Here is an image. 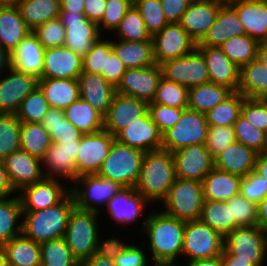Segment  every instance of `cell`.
I'll list each match as a JSON object with an SVG mask.
<instances>
[{
  "instance_id": "1",
  "label": "cell",
  "mask_w": 267,
  "mask_h": 266,
  "mask_svg": "<svg viewBox=\"0 0 267 266\" xmlns=\"http://www.w3.org/2000/svg\"><path fill=\"white\" fill-rule=\"evenodd\" d=\"M159 207V210L155 207V210L147 212L148 217L141 232L143 236L146 235L144 245L155 266H180L185 222L165 214Z\"/></svg>"
},
{
  "instance_id": "2",
  "label": "cell",
  "mask_w": 267,
  "mask_h": 266,
  "mask_svg": "<svg viewBox=\"0 0 267 266\" xmlns=\"http://www.w3.org/2000/svg\"><path fill=\"white\" fill-rule=\"evenodd\" d=\"M176 179L172 152L160 149L146 152L134 186L152 206L159 205ZM156 203V204H155Z\"/></svg>"
},
{
  "instance_id": "3",
  "label": "cell",
  "mask_w": 267,
  "mask_h": 266,
  "mask_svg": "<svg viewBox=\"0 0 267 266\" xmlns=\"http://www.w3.org/2000/svg\"><path fill=\"white\" fill-rule=\"evenodd\" d=\"M74 207L75 200L70 192L55 206L38 211H22V234L37 243L64 238Z\"/></svg>"
},
{
  "instance_id": "4",
  "label": "cell",
  "mask_w": 267,
  "mask_h": 266,
  "mask_svg": "<svg viewBox=\"0 0 267 266\" xmlns=\"http://www.w3.org/2000/svg\"><path fill=\"white\" fill-rule=\"evenodd\" d=\"M100 215L76 206L71 212L64 239L80 264L96 252L97 240L102 230Z\"/></svg>"
},
{
  "instance_id": "5",
  "label": "cell",
  "mask_w": 267,
  "mask_h": 266,
  "mask_svg": "<svg viewBox=\"0 0 267 266\" xmlns=\"http://www.w3.org/2000/svg\"><path fill=\"white\" fill-rule=\"evenodd\" d=\"M203 204L202 182L176 177L160 206L165 214L189 222L200 219Z\"/></svg>"
},
{
  "instance_id": "6",
  "label": "cell",
  "mask_w": 267,
  "mask_h": 266,
  "mask_svg": "<svg viewBox=\"0 0 267 266\" xmlns=\"http://www.w3.org/2000/svg\"><path fill=\"white\" fill-rule=\"evenodd\" d=\"M144 155L143 151L114 140L97 175L123 187H134L139 178Z\"/></svg>"
},
{
  "instance_id": "7",
  "label": "cell",
  "mask_w": 267,
  "mask_h": 266,
  "mask_svg": "<svg viewBox=\"0 0 267 266\" xmlns=\"http://www.w3.org/2000/svg\"><path fill=\"white\" fill-rule=\"evenodd\" d=\"M222 255H234L236 260L252 261L255 266H265L267 233L257 225L237 227L224 238Z\"/></svg>"
},
{
  "instance_id": "8",
  "label": "cell",
  "mask_w": 267,
  "mask_h": 266,
  "mask_svg": "<svg viewBox=\"0 0 267 266\" xmlns=\"http://www.w3.org/2000/svg\"><path fill=\"white\" fill-rule=\"evenodd\" d=\"M224 237L200 220L185 222L181 263L221 256ZM184 259V260H182Z\"/></svg>"
},
{
  "instance_id": "9",
  "label": "cell",
  "mask_w": 267,
  "mask_h": 266,
  "mask_svg": "<svg viewBox=\"0 0 267 266\" xmlns=\"http://www.w3.org/2000/svg\"><path fill=\"white\" fill-rule=\"evenodd\" d=\"M121 188L123 186L119 183L94 174L77 177L70 185V192L73 194L75 206L78 209L101 214L107 202Z\"/></svg>"
},
{
  "instance_id": "10",
  "label": "cell",
  "mask_w": 267,
  "mask_h": 266,
  "mask_svg": "<svg viewBox=\"0 0 267 266\" xmlns=\"http://www.w3.org/2000/svg\"><path fill=\"white\" fill-rule=\"evenodd\" d=\"M208 123L204 113L186 108L177 123L162 134V149L175 152L195 144H205Z\"/></svg>"
},
{
  "instance_id": "11",
  "label": "cell",
  "mask_w": 267,
  "mask_h": 266,
  "mask_svg": "<svg viewBox=\"0 0 267 266\" xmlns=\"http://www.w3.org/2000/svg\"><path fill=\"white\" fill-rule=\"evenodd\" d=\"M151 204L138 192L134 187H123L117 194L107 202V205L103 211L109 215V222H113L119 228L120 226L132 225V230L135 227V223L142 222L141 232L147 220V208L150 209ZM143 218V220H142ZM139 220V221H138Z\"/></svg>"
},
{
  "instance_id": "12",
  "label": "cell",
  "mask_w": 267,
  "mask_h": 266,
  "mask_svg": "<svg viewBox=\"0 0 267 266\" xmlns=\"http://www.w3.org/2000/svg\"><path fill=\"white\" fill-rule=\"evenodd\" d=\"M59 19L65 27L64 46L81 57H84L103 36L98 24L87 19L84 13L60 11Z\"/></svg>"
},
{
  "instance_id": "13",
  "label": "cell",
  "mask_w": 267,
  "mask_h": 266,
  "mask_svg": "<svg viewBox=\"0 0 267 266\" xmlns=\"http://www.w3.org/2000/svg\"><path fill=\"white\" fill-rule=\"evenodd\" d=\"M154 59L160 65L165 61L188 55L197 49V42L180 23H168L152 36Z\"/></svg>"
},
{
  "instance_id": "14",
  "label": "cell",
  "mask_w": 267,
  "mask_h": 266,
  "mask_svg": "<svg viewBox=\"0 0 267 266\" xmlns=\"http://www.w3.org/2000/svg\"><path fill=\"white\" fill-rule=\"evenodd\" d=\"M160 67L162 77L188 89L210 82L206 62L197 49L188 55L165 61Z\"/></svg>"
},
{
  "instance_id": "15",
  "label": "cell",
  "mask_w": 267,
  "mask_h": 266,
  "mask_svg": "<svg viewBox=\"0 0 267 266\" xmlns=\"http://www.w3.org/2000/svg\"><path fill=\"white\" fill-rule=\"evenodd\" d=\"M114 140L115 137L104 129L92 134H83L76 158V178L97 174Z\"/></svg>"
},
{
  "instance_id": "16",
  "label": "cell",
  "mask_w": 267,
  "mask_h": 266,
  "mask_svg": "<svg viewBox=\"0 0 267 266\" xmlns=\"http://www.w3.org/2000/svg\"><path fill=\"white\" fill-rule=\"evenodd\" d=\"M65 182V183H64ZM59 178H43L30 186L24 187L18 196L22 211H38L60 203L69 193L70 185Z\"/></svg>"
},
{
  "instance_id": "17",
  "label": "cell",
  "mask_w": 267,
  "mask_h": 266,
  "mask_svg": "<svg viewBox=\"0 0 267 266\" xmlns=\"http://www.w3.org/2000/svg\"><path fill=\"white\" fill-rule=\"evenodd\" d=\"M79 146L80 140L52 143L42 159L44 177L64 179L67 183H73L76 180Z\"/></svg>"
},
{
  "instance_id": "18",
  "label": "cell",
  "mask_w": 267,
  "mask_h": 266,
  "mask_svg": "<svg viewBox=\"0 0 267 266\" xmlns=\"http://www.w3.org/2000/svg\"><path fill=\"white\" fill-rule=\"evenodd\" d=\"M38 80L11 66L0 73V113L15 114L24 98L38 87Z\"/></svg>"
},
{
  "instance_id": "19",
  "label": "cell",
  "mask_w": 267,
  "mask_h": 266,
  "mask_svg": "<svg viewBox=\"0 0 267 266\" xmlns=\"http://www.w3.org/2000/svg\"><path fill=\"white\" fill-rule=\"evenodd\" d=\"M172 154L177 178L202 182L214 169V157L205 144L189 145Z\"/></svg>"
},
{
  "instance_id": "20",
  "label": "cell",
  "mask_w": 267,
  "mask_h": 266,
  "mask_svg": "<svg viewBox=\"0 0 267 266\" xmlns=\"http://www.w3.org/2000/svg\"><path fill=\"white\" fill-rule=\"evenodd\" d=\"M161 78L162 70L158 64L145 68L127 69L116 87V92L149 103L155 97Z\"/></svg>"
},
{
  "instance_id": "21",
  "label": "cell",
  "mask_w": 267,
  "mask_h": 266,
  "mask_svg": "<svg viewBox=\"0 0 267 266\" xmlns=\"http://www.w3.org/2000/svg\"><path fill=\"white\" fill-rule=\"evenodd\" d=\"M3 162L9 181L16 194L24 187L44 178L42 160L22 149L7 156Z\"/></svg>"
},
{
  "instance_id": "22",
  "label": "cell",
  "mask_w": 267,
  "mask_h": 266,
  "mask_svg": "<svg viewBox=\"0 0 267 266\" xmlns=\"http://www.w3.org/2000/svg\"><path fill=\"white\" fill-rule=\"evenodd\" d=\"M148 102L115 93L107 114L104 116V130L115 136L135 120L148 112Z\"/></svg>"
},
{
  "instance_id": "23",
  "label": "cell",
  "mask_w": 267,
  "mask_h": 266,
  "mask_svg": "<svg viewBox=\"0 0 267 266\" xmlns=\"http://www.w3.org/2000/svg\"><path fill=\"white\" fill-rule=\"evenodd\" d=\"M130 123L114 136L116 141L144 153L162 149V133L149 112Z\"/></svg>"
},
{
  "instance_id": "24",
  "label": "cell",
  "mask_w": 267,
  "mask_h": 266,
  "mask_svg": "<svg viewBox=\"0 0 267 266\" xmlns=\"http://www.w3.org/2000/svg\"><path fill=\"white\" fill-rule=\"evenodd\" d=\"M226 0H192L183 13L180 24L182 28L197 42L204 38L213 25L221 5Z\"/></svg>"
},
{
  "instance_id": "25",
  "label": "cell",
  "mask_w": 267,
  "mask_h": 266,
  "mask_svg": "<svg viewBox=\"0 0 267 266\" xmlns=\"http://www.w3.org/2000/svg\"><path fill=\"white\" fill-rule=\"evenodd\" d=\"M208 68L210 82L236 92L240 83V67L233 63L220 47L197 46Z\"/></svg>"
},
{
  "instance_id": "26",
  "label": "cell",
  "mask_w": 267,
  "mask_h": 266,
  "mask_svg": "<svg viewBox=\"0 0 267 266\" xmlns=\"http://www.w3.org/2000/svg\"><path fill=\"white\" fill-rule=\"evenodd\" d=\"M83 57L65 46L44 51L42 78L78 79Z\"/></svg>"
},
{
  "instance_id": "27",
  "label": "cell",
  "mask_w": 267,
  "mask_h": 266,
  "mask_svg": "<svg viewBox=\"0 0 267 266\" xmlns=\"http://www.w3.org/2000/svg\"><path fill=\"white\" fill-rule=\"evenodd\" d=\"M45 48L30 32L10 53V66L18 72L42 78Z\"/></svg>"
},
{
  "instance_id": "28",
  "label": "cell",
  "mask_w": 267,
  "mask_h": 266,
  "mask_svg": "<svg viewBox=\"0 0 267 266\" xmlns=\"http://www.w3.org/2000/svg\"><path fill=\"white\" fill-rule=\"evenodd\" d=\"M242 22L245 34L258 43L267 41V4L264 0H226Z\"/></svg>"
},
{
  "instance_id": "29",
  "label": "cell",
  "mask_w": 267,
  "mask_h": 266,
  "mask_svg": "<svg viewBox=\"0 0 267 266\" xmlns=\"http://www.w3.org/2000/svg\"><path fill=\"white\" fill-rule=\"evenodd\" d=\"M245 34L236 10L225 1L219 9L215 22L197 46L219 47L234 36Z\"/></svg>"
},
{
  "instance_id": "30",
  "label": "cell",
  "mask_w": 267,
  "mask_h": 266,
  "mask_svg": "<svg viewBox=\"0 0 267 266\" xmlns=\"http://www.w3.org/2000/svg\"><path fill=\"white\" fill-rule=\"evenodd\" d=\"M257 155L254 149L235 141L214 157V168L245 177L255 170Z\"/></svg>"
},
{
  "instance_id": "31",
  "label": "cell",
  "mask_w": 267,
  "mask_h": 266,
  "mask_svg": "<svg viewBox=\"0 0 267 266\" xmlns=\"http://www.w3.org/2000/svg\"><path fill=\"white\" fill-rule=\"evenodd\" d=\"M80 97L105 116L116 88L102 75L82 72L79 77Z\"/></svg>"
},
{
  "instance_id": "32",
  "label": "cell",
  "mask_w": 267,
  "mask_h": 266,
  "mask_svg": "<svg viewBox=\"0 0 267 266\" xmlns=\"http://www.w3.org/2000/svg\"><path fill=\"white\" fill-rule=\"evenodd\" d=\"M32 30L21 17L16 4H0V47L9 54Z\"/></svg>"
},
{
  "instance_id": "33",
  "label": "cell",
  "mask_w": 267,
  "mask_h": 266,
  "mask_svg": "<svg viewBox=\"0 0 267 266\" xmlns=\"http://www.w3.org/2000/svg\"><path fill=\"white\" fill-rule=\"evenodd\" d=\"M38 87L52 108L65 110L80 97L78 79L41 78Z\"/></svg>"
},
{
  "instance_id": "34",
  "label": "cell",
  "mask_w": 267,
  "mask_h": 266,
  "mask_svg": "<svg viewBox=\"0 0 267 266\" xmlns=\"http://www.w3.org/2000/svg\"><path fill=\"white\" fill-rule=\"evenodd\" d=\"M112 48L127 69L145 68L156 64L153 41L128 42L113 38Z\"/></svg>"
},
{
  "instance_id": "35",
  "label": "cell",
  "mask_w": 267,
  "mask_h": 266,
  "mask_svg": "<svg viewBox=\"0 0 267 266\" xmlns=\"http://www.w3.org/2000/svg\"><path fill=\"white\" fill-rule=\"evenodd\" d=\"M242 177L214 168L202 181L204 200L225 202L240 192Z\"/></svg>"
},
{
  "instance_id": "36",
  "label": "cell",
  "mask_w": 267,
  "mask_h": 266,
  "mask_svg": "<svg viewBox=\"0 0 267 266\" xmlns=\"http://www.w3.org/2000/svg\"><path fill=\"white\" fill-rule=\"evenodd\" d=\"M237 91L245 98H267V67L257 58L240 68Z\"/></svg>"
},
{
  "instance_id": "37",
  "label": "cell",
  "mask_w": 267,
  "mask_h": 266,
  "mask_svg": "<svg viewBox=\"0 0 267 266\" xmlns=\"http://www.w3.org/2000/svg\"><path fill=\"white\" fill-rule=\"evenodd\" d=\"M21 17L33 31L48 20L59 18L60 0H14Z\"/></svg>"
},
{
  "instance_id": "38",
  "label": "cell",
  "mask_w": 267,
  "mask_h": 266,
  "mask_svg": "<svg viewBox=\"0 0 267 266\" xmlns=\"http://www.w3.org/2000/svg\"><path fill=\"white\" fill-rule=\"evenodd\" d=\"M232 93L230 88L212 82L191 87L188 89V108L206 114Z\"/></svg>"
},
{
  "instance_id": "39",
  "label": "cell",
  "mask_w": 267,
  "mask_h": 266,
  "mask_svg": "<svg viewBox=\"0 0 267 266\" xmlns=\"http://www.w3.org/2000/svg\"><path fill=\"white\" fill-rule=\"evenodd\" d=\"M4 250L9 266H41L40 243L23 234L4 243Z\"/></svg>"
},
{
  "instance_id": "40",
  "label": "cell",
  "mask_w": 267,
  "mask_h": 266,
  "mask_svg": "<svg viewBox=\"0 0 267 266\" xmlns=\"http://www.w3.org/2000/svg\"><path fill=\"white\" fill-rule=\"evenodd\" d=\"M64 114L82 134H92L104 129V116L81 97L67 107Z\"/></svg>"
},
{
  "instance_id": "41",
  "label": "cell",
  "mask_w": 267,
  "mask_h": 266,
  "mask_svg": "<svg viewBox=\"0 0 267 266\" xmlns=\"http://www.w3.org/2000/svg\"><path fill=\"white\" fill-rule=\"evenodd\" d=\"M22 215L18 194L0 200V247L22 234Z\"/></svg>"
},
{
  "instance_id": "42",
  "label": "cell",
  "mask_w": 267,
  "mask_h": 266,
  "mask_svg": "<svg viewBox=\"0 0 267 266\" xmlns=\"http://www.w3.org/2000/svg\"><path fill=\"white\" fill-rule=\"evenodd\" d=\"M199 220L220 233L224 238L239 227L235 219H231L230 205L222 201L204 200Z\"/></svg>"
},
{
  "instance_id": "43",
  "label": "cell",
  "mask_w": 267,
  "mask_h": 266,
  "mask_svg": "<svg viewBox=\"0 0 267 266\" xmlns=\"http://www.w3.org/2000/svg\"><path fill=\"white\" fill-rule=\"evenodd\" d=\"M41 124L50 134L52 143L80 140L83 135L79 129L65 118L64 110L61 109L50 107Z\"/></svg>"
},
{
  "instance_id": "44",
  "label": "cell",
  "mask_w": 267,
  "mask_h": 266,
  "mask_svg": "<svg viewBox=\"0 0 267 266\" xmlns=\"http://www.w3.org/2000/svg\"><path fill=\"white\" fill-rule=\"evenodd\" d=\"M245 97L238 91L233 92L223 102L209 110L205 116L209 126L233 127L241 116Z\"/></svg>"
},
{
  "instance_id": "45",
  "label": "cell",
  "mask_w": 267,
  "mask_h": 266,
  "mask_svg": "<svg viewBox=\"0 0 267 266\" xmlns=\"http://www.w3.org/2000/svg\"><path fill=\"white\" fill-rule=\"evenodd\" d=\"M52 142L50 134L41 123L21 122V149L43 159Z\"/></svg>"
},
{
  "instance_id": "46",
  "label": "cell",
  "mask_w": 267,
  "mask_h": 266,
  "mask_svg": "<svg viewBox=\"0 0 267 266\" xmlns=\"http://www.w3.org/2000/svg\"><path fill=\"white\" fill-rule=\"evenodd\" d=\"M258 45L255 39L242 34L230 38L219 47L233 63L241 68L257 58Z\"/></svg>"
},
{
  "instance_id": "47",
  "label": "cell",
  "mask_w": 267,
  "mask_h": 266,
  "mask_svg": "<svg viewBox=\"0 0 267 266\" xmlns=\"http://www.w3.org/2000/svg\"><path fill=\"white\" fill-rule=\"evenodd\" d=\"M111 35V37L115 39H121L128 42L152 41V36L147 31L139 11L133 4L127 10L119 26Z\"/></svg>"
},
{
  "instance_id": "48",
  "label": "cell",
  "mask_w": 267,
  "mask_h": 266,
  "mask_svg": "<svg viewBox=\"0 0 267 266\" xmlns=\"http://www.w3.org/2000/svg\"><path fill=\"white\" fill-rule=\"evenodd\" d=\"M41 266H81L64 238L40 243Z\"/></svg>"
},
{
  "instance_id": "49",
  "label": "cell",
  "mask_w": 267,
  "mask_h": 266,
  "mask_svg": "<svg viewBox=\"0 0 267 266\" xmlns=\"http://www.w3.org/2000/svg\"><path fill=\"white\" fill-rule=\"evenodd\" d=\"M21 149V121L15 114L0 113V160Z\"/></svg>"
},
{
  "instance_id": "50",
  "label": "cell",
  "mask_w": 267,
  "mask_h": 266,
  "mask_svg": "<svg viewBox=\"0 0 267 266\" xmlns=\"http://www.w3.org/2000/svg\"><path fill=\"white\" fill-rule=\"evenodd\" d=\"M49 108L44 93L37 87L24 98L15 115L21 122L41 123Z\"/></svg>"
},
{
  "instance_id": "51",
  "label": "cell",
  "mask_w": 267,
  "mask_h": 266,
  "mask_svg": "<svg viewBox=\"0 0 267 266\" xmlns=\"http://www.w3.org/2000/svg\"><path fill=\"white\" fill-rule=\"evenodd\" d=\"M112 52L111 35L102 36L83 57L82 72L102 75V71H106L107 57Z\"/></svg>"
},
{
  "instance_id": "52",
  "label": "cell",
  "mask_w": 267,
  "mask_h": 266,
  "mask_svg": "<svg viewBox=\"0 0 267 266\" xmlns=\"http://www.w3.org/2000/svg\"><path fill=\"white\" fill-rule=\"evenodd\" d=\"M152 102L176 108H188V88L162 77Z\"/></svg>"
},
{
  "instance_id": "53",
  "label": "cell",
  "mask_w": 267,
  "mask_h": 266,
  "mask_svg": "<svg viewBox=\"0 0 267 266\" xmlns=\"http://www.w3.org/2000/svg\"><path fill=\"white\" fill-rule=\"evenodd\" d=\"M133 5L139 11L151 36L168 24L163 13L161 0H133Z\"/></svg>"
},
{
  "instance_id": "54",
  "label": "cell",
  "mask_w": 267,
  "mask_h": 266,
  "mask_svg": "<svg viewBox=\"0 0 267 266\" xmlns=\"http://www.w3.org/2000/svg\"><path fill=\"white\" fill-rule=\"evenodd\" d=\"M236 141L257 153L264 152L266 132L254 127L241 115L233 125Z\"/></svg>"
},
{
  "instance_id": "55",
  "label": "cell",
  "mask_w": 267,
  "mask_h": 266,
  "mask_svg": "<svg viewBox=\"0 0 267 266\" xmlns=\"http://www.w3.org/2000/svg\"><path fill=\"white\" fill-rule=\"evenodd\" d=\"M133 0H107L106 9L101 21L98 23L100 33L110 36L119 26L127 10L132 6Z\"/></svg>"
},
{
  "instance_id": "56",
  "label": "cell",
  "mask_w": 267,
  "mask_h": 266,
  "mask_svg": "<svg viewBox=\"0 0 267 266\" xmlns=\"http://www.w3.org/2000/svg\"><path fill=\"white\" fill-rule=\"evenodd\" d=\"M230 205L231 219L239 227L257 225V205L240 193L225 201Z\"/></svg>"
},
{
  "instance_id": "57",
  "label": "cell",
  "mask_w": 267,
  "mask_h": 266,
  "mask_svg": "<svg viewBox=\"0 0 267 266\" xmlns=\"http://www.w3.org/2000/svg\"><path fill=\"white\" fill-rule=\"evenodd\" d=\"M32 32L45 49L64 46L65 27L59 18L48 20Z\"/></svg>"
},
{
  "instance_id": "58",
  "label": "cell",
  "mask_w": 267,
  "mask_h": 266,
  "mask_svg": "<svg viewBox=\"0 0 267 266\" xmlns=\"http://www.w3.org/2000/svg\"><path fill=\"white\" fill-rule=\"evenodd\" d=\"M184 109L186 108H176L154 102L148 104L150 117L162 134L177 123Z\"/></svg>"
},
{
  "instance_id": "59",
  "label": "cell",
  "mask_w": 267,
  "mask_h": 266,
  "mask_svg": "<svg viewBox=\"0 0 267 266\" xmlns=\"http://www.w3.org/2000/svg\"><path fill=\"white\" fill-rule=\"evenodd\" d=\"M241 115L254 127L267 132V101L265 99L245 98Z\"/></svg>"
},
{
  "instance_id": "60",
  "label": "cell",
  "mask_w": 267,
  "mask_h": 266,
  "mask_svg": "<svg viewBox=\"0 0 267 266\" xmlns=\"http://www.w3.org/2000/svg\"><path fill=\"white\" fill-rule=\"evenodd\" d=\"M236 141L233 127L209 126L205 142L207 150L213 157Z\"/></svg>"
},
{
  "instance_id": "61",
  "label": "cell",
  "mask_w": 267,
  "mask_h": 266,
  "mask_svg": "<svg viewBox=\"0 0 267 266\" xmlns=\"http://www.w3.org/2000/svg\"><path fill=\"white\" fill-rule=\"evenodd\" d=\"M239 193L258 205L267 196V180L253 170L242 177Z\"/></svg>"
},
{
  "instance_id": "62",
  "label": "cell",
  "mask_w": 267,
  "mask_h": 266,
  "mask_svg": "<svg viewBox=\"0 0 267 266\" xmlns=\"http://www.w3.org/2000/svg\"><path fill=\"white\" fill-rule=\"evenodd\" d=\"M131 243L121 252L119 253L115 259L116 266H155L152 261H150V256L147 254V248L145 245ZM134 243V244H133ZM143 247V248H142Z\"/></svg>"
},
{
  "instance_id": "63",
  "label": "cell",
  "mask_w": 267,
  "mask_h": 266,
  "mask_svg": "<svg viewBox=\"0 0 267 266\" xmlns=\"http://www.w3.org/2000/svg\"><path fill=\"white\" fill-rule=\"evenodd\" d=\"M100 233L98 240H97V246H96V252L95 254L108 258L111 260H114L115 257L121 253L131 242L129 240H124V238L121 239L120 234L118 235L115 233V235L112 234L110 238L109 235H103ZM118 235V236H117ZM107 237V238H104ZM129 241V243H127Z\"/></svg>"
},
{
  "instance_id": "64",
  "label": "cell",
  "mask_w": 267,
  "mask_h": 266,
  "mask_svg": "<svg viewBox=\"0 0 267 266\" xmlns=\"http://www.w3.org/2000/svg\"><path fill=\"white\" fill-rule=\"evenodd\" d=\"M126 70L127 68L124 63L113 51L110 56L107 57L106 71H102V76L116 88Z\"/></svg>"
},
{
  "instance_id": "65",
  "label": "cell",
  "mask_w": 267,
  "mask_h": 266,
  "mask_svg": "<svg viewBox=\"0 0 267 266\" xmlns=\"http://www.w3.org/2000/svg\"><path fill=\"white\" fill-rule=\"evenodd\" d=\"M192 0H161L165 19L168 23H180L183 13Z\"/></svg>"
},
{
  "instance_id": "66",
  "label": "cell",
  "mask_w": 267,
  "mask_h": 266,
  "mask_svg": "<svg viewBox=\"0 0 267 266\" xmlns=\"http://www.w3.org/2000/svg\"><path fill=\"white\" fill-rule=\"evenodd\" d=\"M106 2L107 0H85L84 14L87 19L98 24L104 15Z\"/></svg>"
},
{
  "instance_id": "67",
  "label": "cell",
  "mask_w": 267,
  "mask_h": 266,
  "mask_svg": "<svg viewBox=\"0 0 267 266\" xmlns=\"http://www.w3.org/2000/svg\"><path fill=\"white\" fill-rule=\"evenodd\" d=\"M15 191L9 181L3 160H0V200L13 196Z\"/></svg>"
},
{
  "instance_id": "68",
  "label": "cell",
  "mask_w": 267,
  "mask_h": 266,
  "mask_svg": "<svg viewBox=\"0 0 267 266\" xmlns=\"http://www.w3.org/2000/svg\"><path fill=\"white\" fill-rule=\"evenodd\" d=\"M257 226L267 233V196L257 205Z\"/></svg>"
},
{
  "instance_id": "69",
  "label": "cell",
  "mask_w": 267,
  "mask_h": 266,
  "mask_svg": "<svg viewBox=\"0 0 267 266\" xmlns=\"http://www.w3.org/2000/svg\"><path fill=\"white\" fill-rule=\"evenodd\" d=\"M84 2L85 0H60L61 11L84 13Z\"/></svg>"
},
{
  "instance_id": "70",
  "label": "cell",
  "mask_w": 267,
  "mask_h": 266,
  "mask_svg": "<svg viewBox=\"0 0 267 266\" xmlns=\"http://www.w3.org/2000/svg\"><path fill=\"white\" fill-rule=\"evenodd\" d=\"M81 266H116L114 260L100 257L96 254L86 259Z\"/></svg>"
},
{
  "instance_id": "71",
  "label": "cell",
  "mask_w": 267,
  "mask_h": 266,
  "mask_svg": "<svg viewBox=\"0 0 267 266\" xmlns=\"http://www.w3.org/2000/svg\"><path fill=\"white\" fill-rule=\"evenodd\" d=\"M255 171L267 180V152H260L256 158Z\"/></svg>"
},
{
  "instance_id": "72",
  "label": "cell",
  "mask_w": 267,
  "mask_h": 266,
  "mask_svg": "<svg viewBox=\"0 0 267 266\" xmlns=\"http://www.w3.org/2000/svg\"><path fill=\"white\" fill-rule=\"evenodd\" d=\"M222 266H255L252 261L236 260L234 255H221Z\"/></svg>"
},
{
  "instance_id": "73",
  "label": "cell",
  "mask_w": 267,
  "mask_h": 266,
  "mask_svg": "<svg viewBox=\"0 0 267 266\" xmlns=\"http://www.w3.org/2000/svg\"><path fill=\"white\" fill-rule=\"evenodd\" d=\"M222 266L221 265V256H217L209 259H199L192 262H187L181 266Z\"/></svg>"
},
{
  "instance_id": "74",
  "label": "cell",
  "mask_w": 267,
  "mask_h": 266,
  "mask_svg": "<svg viewBox=\"0 0 267 266\" xmlns=\"http://www.w3.org/2000/svg\"><path fill=\"white\" fill-rule=\"evenodd\" d=\"M10 67V54L0 47V73Z\"/></svg>"
},
{
  "instance_id": "75",
  "label": "cell",
  "mask_w": 267,
  "mask_h": 266,
  "mask_svg": "<svg viewBox=\"0 0 267 266\" xmlns=\"http://www.w3.org/2000/svg\"><path fill=\"white\" fill-rule=\"evenodd\" d=\"M257 59L267 67V41L259 43Z\"/></svg>"
},
{
  "instance_id": "76",
  "label": "cell",
  "mask_w": 267,
  "mask_h": 266,
  "mask_svg": "<svg viewBox=\"0 0 267 266\" xmlns=\"http://www.w3.org/2000/svg\"><path fill=\"white\" fill-rule=\"evenodd\" d=\"M8 262L4 250L0 247V266H7Z\"/></svg>"
},
{
  "instance_id": "77",
  "label": "cell",
  "mask_w": 267,
  "mask_h": 266,
  "mask_svg": "<svg viewBox=\"0 0 267 266\" xmlns=\"http://www.w3.org/2000/svg\"><path fill=\"white\" fill-rule=\"evenodd\" d=\"M14 0H0V4H9V3H13Z\"/></svg>"
},
{
  "instance_id": "78",
  "label": "cell",
  "mask_w": 267,
  "mask_h": 266,
  "mask_svg": "<svg viewBox=\"0 0 267 266\" xmlns=\"http://www.w3.org/2000/svg\"><path fill=\"white\" fill-rule=\"evenodd\" d=\"M264 152H267V132H266V137H265V147H264Z\"/></svg>"
}]
</instances>
